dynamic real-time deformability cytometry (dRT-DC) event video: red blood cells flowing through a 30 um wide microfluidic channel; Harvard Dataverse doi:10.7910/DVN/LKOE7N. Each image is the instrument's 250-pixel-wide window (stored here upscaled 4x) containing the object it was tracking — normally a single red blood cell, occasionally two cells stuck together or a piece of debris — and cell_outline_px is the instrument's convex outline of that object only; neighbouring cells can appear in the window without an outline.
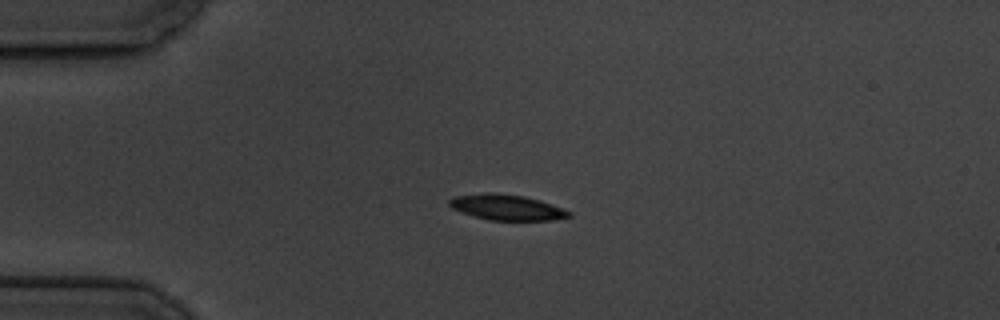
{"species": "common noctule bat (a hibernating species)", "species_latin": "Nyctalus noctula", "temperature_condition": "cold", "stored_images_in_passage": 4, "camera_frame_rate_fps": 3000, "um_per_image_px": 0.085, "animal": {"sex": "male", "body_mass_g": 19.5, "forearm_length_mm": 54.6}, "frame": {"image": 1, "passage_image": 3, "time_ms": 2.333, "image_size_px": [1000, 320], "cell_outline_px": [[572, 216], [552, 220], [488, 220], [460, 212], [452, 208], [448, 204], [448, 200], [452, 196], [488, 192], [492, 192], [524, 196], [540, 200], [564, 208], [572, 212]], "centroid_in_image_um": [43.06, 17.62], "position_along_channel_um": 41.9, "area_um2": 18.03}}